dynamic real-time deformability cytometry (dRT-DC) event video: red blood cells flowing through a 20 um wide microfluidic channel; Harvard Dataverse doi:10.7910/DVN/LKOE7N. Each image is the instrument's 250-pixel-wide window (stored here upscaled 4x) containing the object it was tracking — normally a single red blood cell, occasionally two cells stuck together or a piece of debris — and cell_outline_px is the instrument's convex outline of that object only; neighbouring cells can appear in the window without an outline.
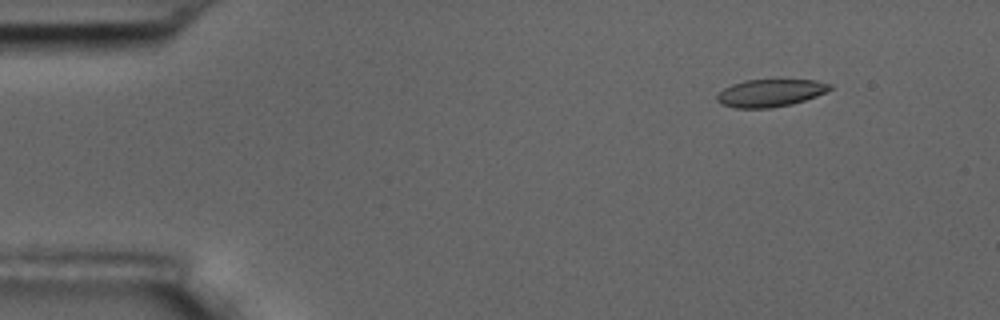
{"species": "common noctule bat (a hibernating species)", "species_latin": "Nyctalus noctula", "temperature_condition": "room temperature", "stored_images_in_passage": 4, "camera_frame_rate_fps": 3000, "um_per_image_px": 0.085, "animal": {"sex": "male", "body_mass_g": 17.5, "forearm_length_mm": 52.3}, "frame": {"image": 1, "passage_image": 2, "time_ms": 1.0, "image_size_px": [1000, 320], "cell_outline_px": [[832, 88], [816, 96], [792, 104], [772, 108], [736, 108], [720, 104], [716, 100], [716, 96], [724, 88], [732, 84], [744, 80], [816, 80], [832, 84]], "centroid_in_image_um": [65.45, 7.9], "position_along_channel_um": 19.5, "area_um2": 18.09}}
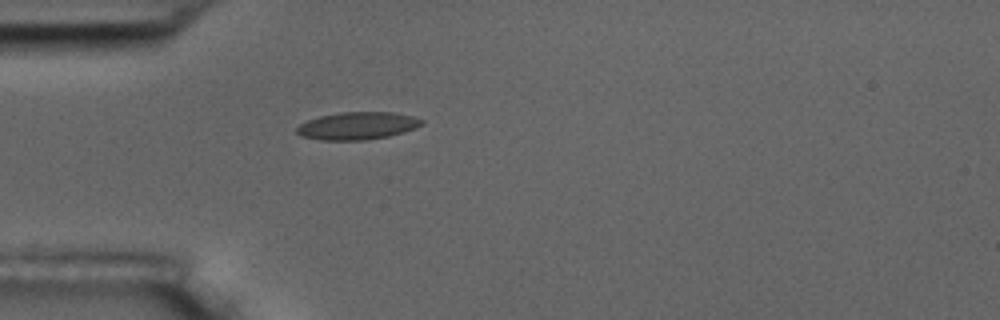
{"frame": {"image": 2, "passage_image": 4, "time_ms": 4.333, "image_size_px": [1000, 320], "cell_outline_px": [[424, 124], [416, 128], [404, 132], [388, 136], [364, 140], [320, 140], [300, 136], [296, 132], [296, 128], [300, 124], [308, 120], [320, 116], [340, 112], [392, 112], [412, 116], [424, 120]], "centroid_in_image_um": [30.39, 10.69], "position_along_channel_um": 54.6, "area_um2": 20.11}}